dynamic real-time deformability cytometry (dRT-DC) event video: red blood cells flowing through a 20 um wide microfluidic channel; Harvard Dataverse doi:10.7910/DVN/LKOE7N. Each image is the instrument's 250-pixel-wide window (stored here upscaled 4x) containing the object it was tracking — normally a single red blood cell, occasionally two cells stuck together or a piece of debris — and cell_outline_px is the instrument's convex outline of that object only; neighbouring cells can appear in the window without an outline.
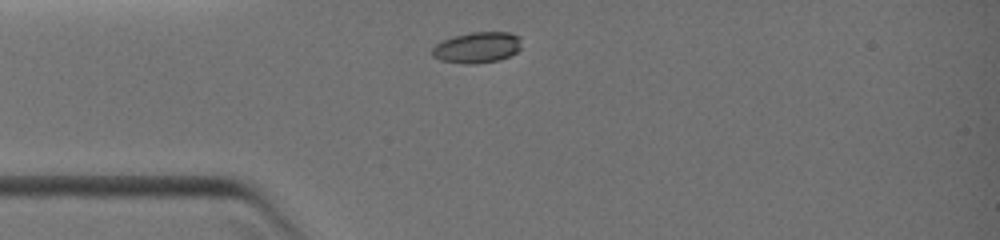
{"species": "common noctule bat (a hibernating species)", "species_latin": "Nyctalus noctula", "temperature_condition": "warm", "stored_images_in_passage": 4, "camera_frame_rate_fps": 3000, "um_per_image_px": 0.085, "animal": {"sex": "female", "body_mass_g": 19.0, "forearm_length_mm": 51.5}, "frame": {"image": 1, "passage_image": 1, "time_ms": 0.0, "image_size_px": [1000, 240], "cell_outline_px": [[520, 48], [516, 52], [500, 60], [476, 64], [460, 64], [440, 60], [432, 56], [432, 48], [436, 44], [444, 40], [456, 36], [472, 32], [508, 32], [520, 36]], "centroid_in_image_um": [40.55, 4.05], "position_along_channel_um": 44.4, "area_um2": 16.13}}
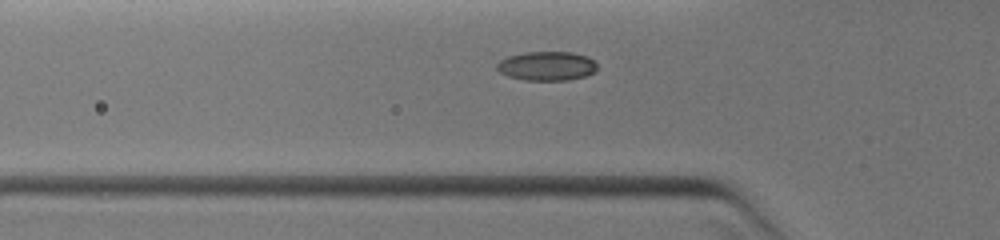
{"frame": {"image": 2, "passage_image": 3, "time_ms": 1.0, "image_size_px": [1000, 240], "cell_outline_px": [[596, 72], [584, 76], [568, 80], [524, 80], [508, 76], [500, 72], [496, 68], [496, 64], [500, 60], [508, 56], [524, 52], [572, 52], [588, 56], [596, 60]], "centroid_in_image_um": [46.49, 5.6], "position_along_channel_um": 79.3, "area_um2": 17.17}}